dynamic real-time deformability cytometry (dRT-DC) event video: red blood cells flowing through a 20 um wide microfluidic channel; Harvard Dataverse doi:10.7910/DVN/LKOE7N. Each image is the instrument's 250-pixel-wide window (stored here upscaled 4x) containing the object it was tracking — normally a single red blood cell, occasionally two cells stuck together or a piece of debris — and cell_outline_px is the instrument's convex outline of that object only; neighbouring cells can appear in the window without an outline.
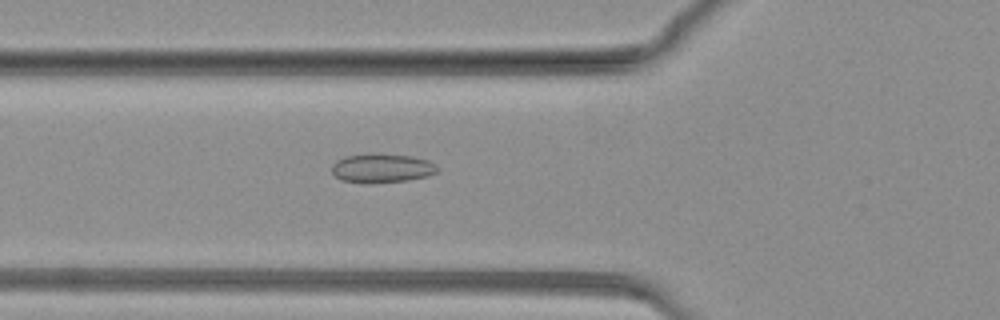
{"species": "common noctule bat (a hibernating species)", "species_latin": "Nyctalus noctula", "temperature_condition": "warm", "stored_images_in_passage": 77, "camera_frame_rate_fps": 3000, "um_per_image_px": 0.085, "animal": {"sex": "female", "body_mass_g": 19.3, "forearm_length_mm": 54.1}, "frame": {"image": 1, "passage_image": 27, "time_ms": 8.667, "image_size_px": [1000, 320], "cell_outline_px": [[440, 172], [428, 176], [408, 180], [372, 184], [364, 184], [340, 180], [332, 172], [332, 164], [336, 160], [344, 156], [372, 152], [412, 156], [428, 160], [436, 164], [440, 168]], "centroid_in_image_um": [32.47, 14.29], "position_along_channel_um": 93.3, "area_um2": 18.61}}
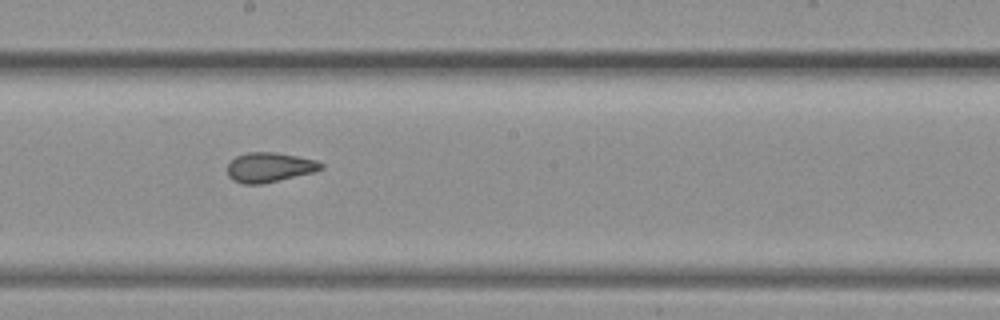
{"frame": {"image": 2, "passage_image": 42, "time_ms": 13.667, "image_size_px": [1000, 320], "cell_outline_px": [[324, 168], [312, 172], [260, 184], [244, 184], [232, 180], [228, 176], [228, 164], [236, 156], [248, 152], [276, 152], [316, 160], [324, 164]], "centroid_in_image_um": [22.89, 14.21], "position_along_channel_um": 225.3, "area_um2": 16.01}}
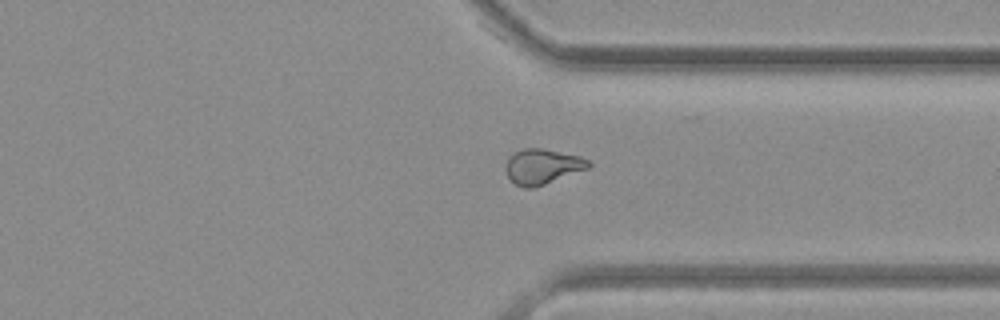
{"frame": {"image": 3, "passage_image": 58, "time_ms": 19.0, "image_size_px": [1000, 320], "cell_outline_px": [[592, 164], [588, 168], [544, 184], [532, 188], [524, 188], [516, 184], [508, 176], [504, 168], [508, 156], [524, 148], [540, 148], [580, 156], [588, 160]], "centroid_in_image_um": [46.08, 14.14], "position_along_channel_um": 365.3, "area_um2": 16.76}}